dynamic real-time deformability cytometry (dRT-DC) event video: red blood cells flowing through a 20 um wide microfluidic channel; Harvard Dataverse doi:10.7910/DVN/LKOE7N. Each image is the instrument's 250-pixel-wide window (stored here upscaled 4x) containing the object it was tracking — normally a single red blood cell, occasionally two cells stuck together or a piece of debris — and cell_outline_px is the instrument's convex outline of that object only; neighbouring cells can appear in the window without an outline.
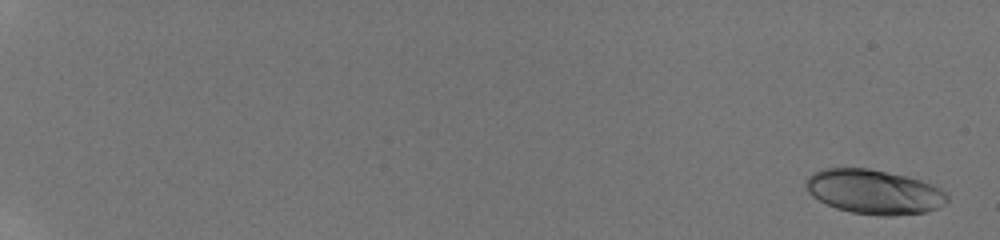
{"species": "human", "species_latin": "Homo sapiens", "temperature_condition": "room temperature", "stored_images_in_passage": 61, "camera_frame_rate_fps": 3000, "um_per_image_px": 0.085, "donor": {"sex": "male"}, "frame": {"image": 1, "passage_image": 1, "time_ms": 0.0, "image_size_px": [1000, 240], "cell_outline_px": [[948, 200], [944, 204], [936, 208], [924, 212], [892, 216], [880, 216], [852, 212], [836, 208], [812, 196], [808, 192], [804, 184], [804, 180], [812, 172], [824, 168], [868, 168], [908, 176], [932, 184], [940, 188], [948, 196]], "centroid_in_image_um": [74.26, 16.29], "position_along_channel_um": 10.7, "area_um2": 36.7}}
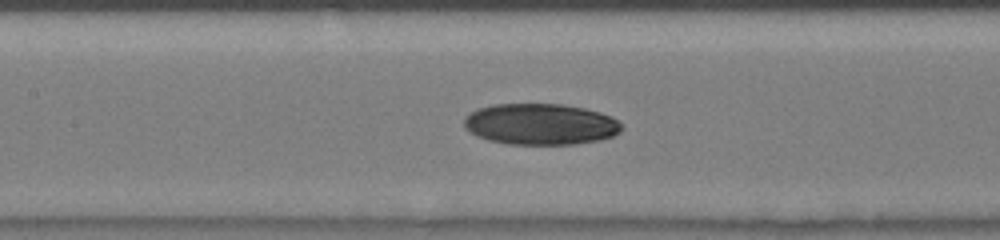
{"frame": {"image": 2, "passage_image": 27, "time_ms": 9.333, "image_size_px": [1000, 240], "cell_outline_px": [[620, 132], [612, 136], [600, 140], [576, 144], [508, 144], [488, 140], [476, 136], [464, 128], [464, 116], [480, 108], [492, 104], [564, 104], [584, 108], [600, 112], [616, 120], [620, 124]], "centroid_in_image_um": [45.9, 10.56], "position_along_channel_um": 161.5, "area_um2": 37.8}}
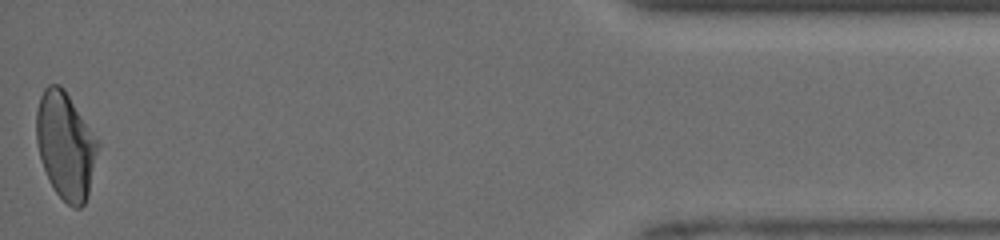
{"frame": {"image": 3, "passage_image": 60, "time_ms": 17.333, "image_size_px": [1000, 240], "cell_outline_px": [[100, 144], [88, 196], [84, 204], [80, 208], [72, 208], [56, 192], [48, 180], [40, 160], [36, 140], [36, 112], [40, 96], [44, 88], [48, 84], [60, 84], [64, 88]], "centroid_in_image_um": [5.56, 12.38], "position_along_channel_um": 429.6, "area_um2": 38.44}, "authors_computed_cell_mechanics": {"area_um2": 37.281, "velocity_mm_per_s": 4.1424, "shape_relaxation_time_tau1_ms": 9.9656, "shape_relaxation_time_tau2_ms": 1.9767, "deformation_change_tau1": 0.2664, "deformation_change_tau2": 0.0568}}